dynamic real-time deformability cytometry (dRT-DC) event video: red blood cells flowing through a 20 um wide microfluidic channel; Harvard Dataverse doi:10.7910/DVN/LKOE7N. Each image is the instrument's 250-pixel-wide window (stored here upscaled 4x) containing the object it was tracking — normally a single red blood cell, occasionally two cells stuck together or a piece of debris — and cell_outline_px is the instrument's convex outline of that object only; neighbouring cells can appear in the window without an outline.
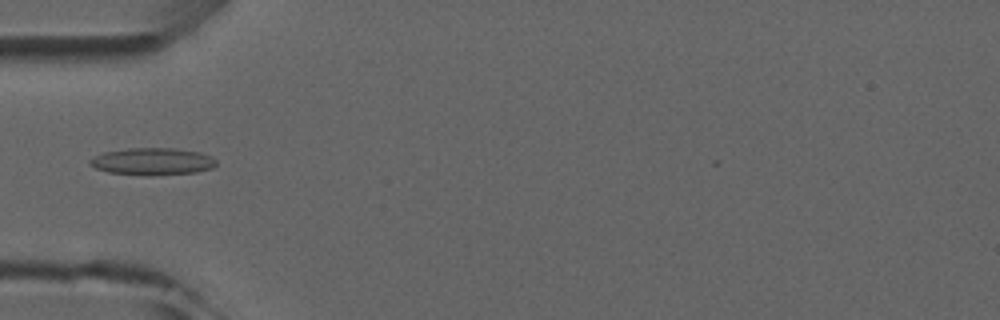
{"species": "common noctule bat (a hibernating species)", "species_latin": "Nyctalus noctula", "temperature_condition": "room temperature", "stored_images_in_passage": 4, "camera_frame_rate_fps": 3000, "um_per_image_px": 0.085, "animal": {"sex": "male", "forearm_length_mm": 52.5}, "frame": {"image": 1, "passage_image": 4, "time_ms": 4.333, "image_size_px": [1000, 320], "cell_outline_px": [[216, 164], [212, 168], [196, 172], [152, 176], [148, 176], [108, 172], [96, 168], [88, 164], [88, 160], [104, 152], [128, 148], [172, 148], [200, 152], [212, 156], [216, 160]], "centroid_in_image_um": [12.96, 13.73], "position_along_channel_um": 72.0, "area_um2": 20.11}}